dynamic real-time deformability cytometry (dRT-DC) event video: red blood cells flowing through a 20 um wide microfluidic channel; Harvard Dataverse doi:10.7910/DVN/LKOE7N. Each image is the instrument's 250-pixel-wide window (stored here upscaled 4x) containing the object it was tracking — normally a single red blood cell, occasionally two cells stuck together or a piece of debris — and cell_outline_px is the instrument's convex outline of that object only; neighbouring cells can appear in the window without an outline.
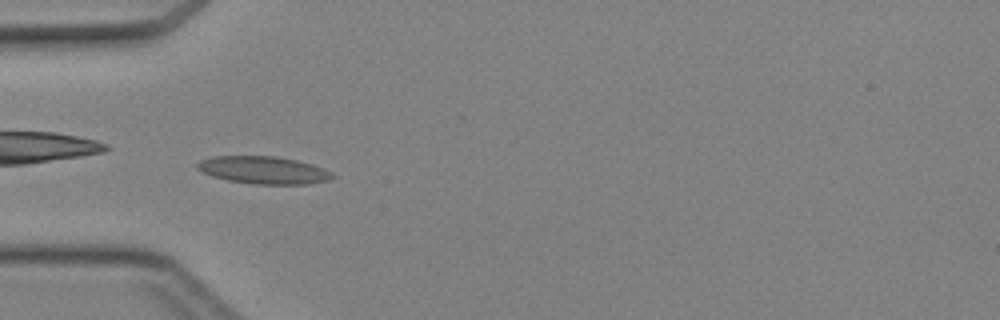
{"species": "Egyptian fruit bat (a non-hibernating species)", "species_latin": "Rousettus aegyptiacus", "temperature_condition": "cold", "stored_images_in_passage": 39, "camera_frame_rate_fps": 3000, "um_per_image_px": 0.085, "animal": {"sex": "female"}, "frame": {"image": 1, "passage_image": 8, "time_ms": 2.333, "image_size_px": [1000, 320], "cell_outline_px": [[336, 176], [328, 180], [308, 184], [256, 184], [228, 180], [212, 176], [196, 168], [196, 164], [200, 160], [212, 156], [276, 156], [296, 160], [312, 164], [324, 168], [332, 172]], "centroid_in_image_um": [22.41, 14.45], "position_along_channel_um": 62.6, "area_um2": 21.68}}
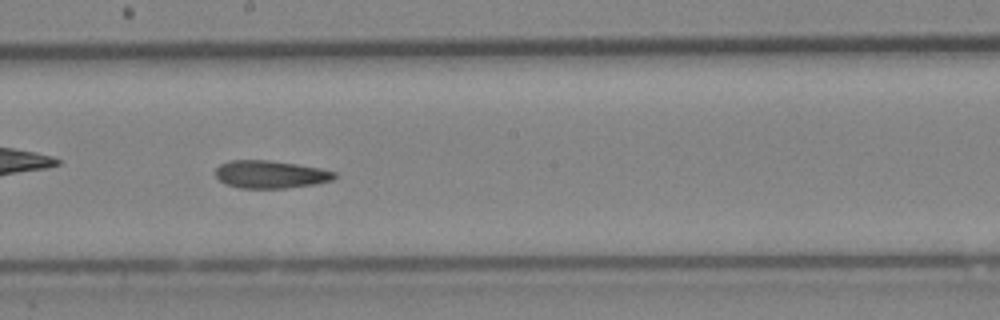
{"frame": {"image": 2, "passage_image": 19, "time_ms": 6.0, "image_size_px": [1000, 320], "cell_outline_px": [[336, 176], [332, 180], [312, 184], [284, 188], [240, 188], [228, 184], [220, 180], [216, 176], [216, 168], [220, 164], [232, 160], [268, 160], [296, 164], [320, 168], [336, 172]], "centroid_in_image_um": [22.98, 14.81], "position_along_channel_um": 225.2, "area_um2": 18.96}}
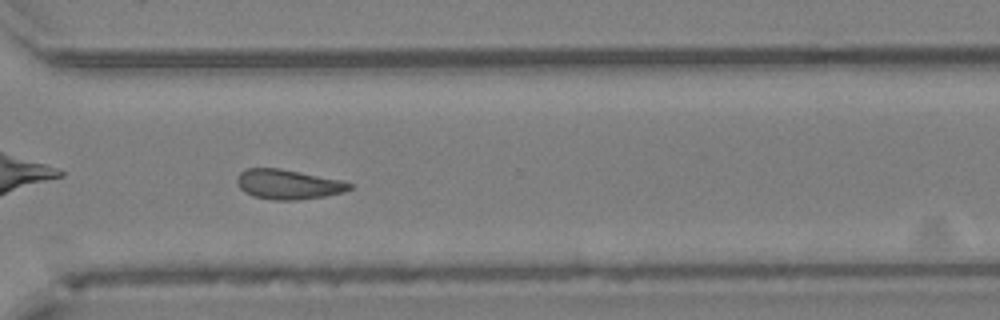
{"frame": {"image": 3, "passage_image": 27, "time_ms": 8.667, "image_size_px": [1000, 320], "cell_outline_px": [[352, 188], [344, 192], [324, 196], [296, 200], [272, 200], [252, 196], [244, 192], [236, 184], [236, 176], [244, 168], [280, 168], [340, 180], [352, 184]], "centroid_in_image_um": [24.43, 15.67], "position_along_channel_um": 346.2, "area_um2": 19.59}}